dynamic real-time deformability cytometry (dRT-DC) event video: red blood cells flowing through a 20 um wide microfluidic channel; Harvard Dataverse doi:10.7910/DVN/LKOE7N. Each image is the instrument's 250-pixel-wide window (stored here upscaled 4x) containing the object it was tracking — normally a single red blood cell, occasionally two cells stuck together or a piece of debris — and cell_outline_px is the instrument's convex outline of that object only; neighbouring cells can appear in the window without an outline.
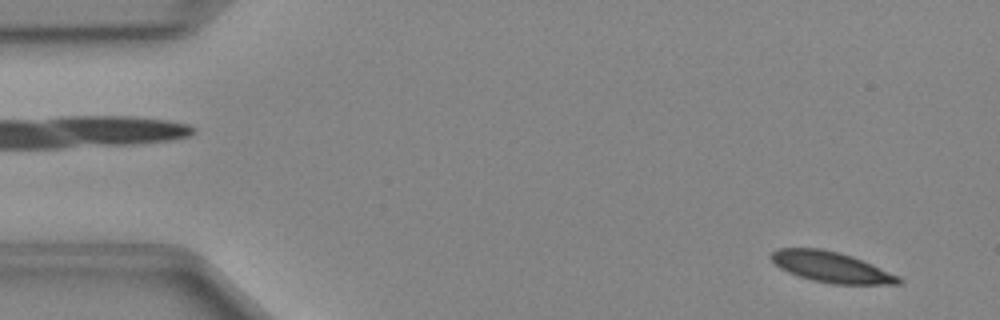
{"species": "Egyptian fruit bat (a non-hibernating species)", "species_latin": "Rousettus aegyptiacus", "temperature_condition": "cold", "stored_images_in_passage": 48, "camera_frame_rate_fps": 3000, "um_per_image_px": 0.085, "animal": {"sex": "female"}, "frame": {"image": 1, "passage_image": 3, "time_ms": 0.667, "image_size_px": [1000, 320], "cell_outline_px": [[904, 280], [900, 284], [832, 284], [812, 280], [788, 272], [780, 268], [772, 260], [772, 252], [780, 248], [820, 248], [840, 252], [852, 256], [872, 264], [900, 276]], "centroid_in_image_um": [70.7, 22.7], "position_along_channel_um": 14.3, "area_um2": 22.66}}
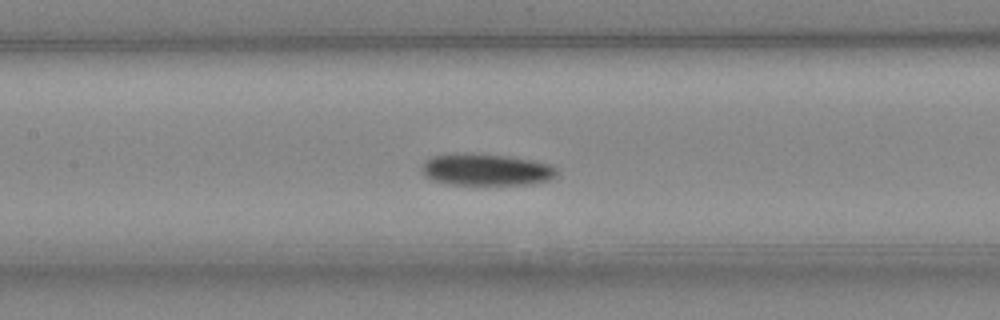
{"frame": {"image": 2, "passage_image": 22, "time_ms": 7.0, "image_size_px": [1000, 320], "cell_outline_px": [[556, 176], [548, 180], [532, 184], [448, 184], [432, 180], [424, 176], [424, 164], [432, 156], [508, 156], [536, 160], [548, 164], [556, 168]], "centroid_in_image_um": [41.42, 14.47], "position_along_channel_um": 166.0, "area_um2": 23.81}}
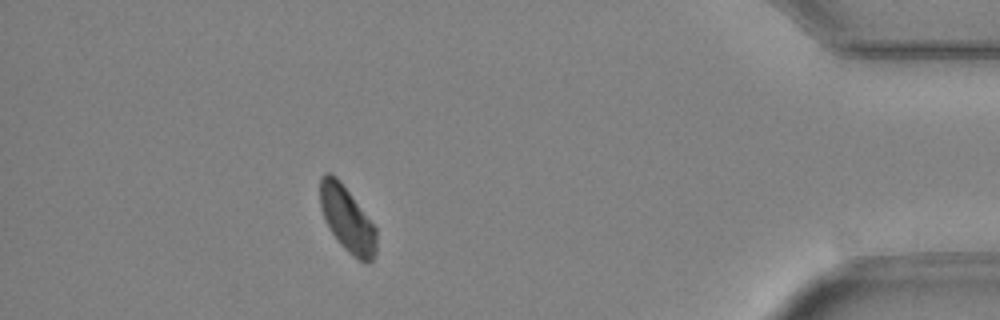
{"frame": {"image": 3, "passage_image": 43, "time_ms": 14.0, "image_size_px": [1000, 320], "cell_outline_px": [[376, 252], [372, 260], [368, 264], [352, 256], [344, 248], [332, 232], [324, 220], [320, 208], [320, 176], [324, 172], [328, 172], [336, 176], [340, 180], [376, 228]], "centroid_in_image_um": [29.49, 18.61], "position_along_channel_um": 405.7, "area_um2": 21.39}}